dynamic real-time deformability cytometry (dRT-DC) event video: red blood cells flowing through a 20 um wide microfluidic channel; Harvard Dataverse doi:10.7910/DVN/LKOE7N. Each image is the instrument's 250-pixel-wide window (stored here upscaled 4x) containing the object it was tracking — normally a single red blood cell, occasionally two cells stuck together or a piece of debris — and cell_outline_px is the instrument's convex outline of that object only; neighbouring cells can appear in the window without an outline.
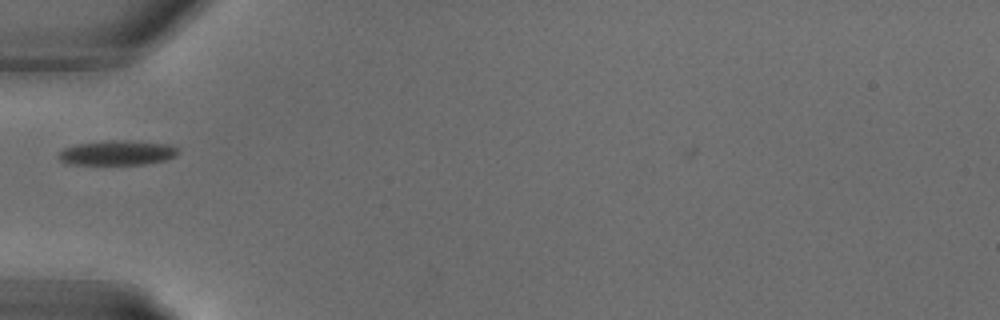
{"species": "common noctule bat (a hibernating species)", "species_latin": "Nyctalus noctula", "temperature_condition": "warm", "stored_images_in_passage": 5, "camera_frame_rate_fps": 3000, "um_per_image_px": 0.085, "animal": {"sex": "male", "body_mass_g": 18.8}, "frame": {"image": 1, "passage_image": 4, "time_ms": 1.0, "image_size_px": [1000, 320], "cell_outline_px": [[180, 152], [176, 156], [164, 160], [144, 164], [64, 164], [56, 156], [56, 152], [64, 148], [76, 144], [112, 140], [124, 140], [168, 144], [180, 148]], "centroid_in_image_um": [9.93, 12.99], "position_along_channel_um": 75.1, "area_um2": 17.4}}